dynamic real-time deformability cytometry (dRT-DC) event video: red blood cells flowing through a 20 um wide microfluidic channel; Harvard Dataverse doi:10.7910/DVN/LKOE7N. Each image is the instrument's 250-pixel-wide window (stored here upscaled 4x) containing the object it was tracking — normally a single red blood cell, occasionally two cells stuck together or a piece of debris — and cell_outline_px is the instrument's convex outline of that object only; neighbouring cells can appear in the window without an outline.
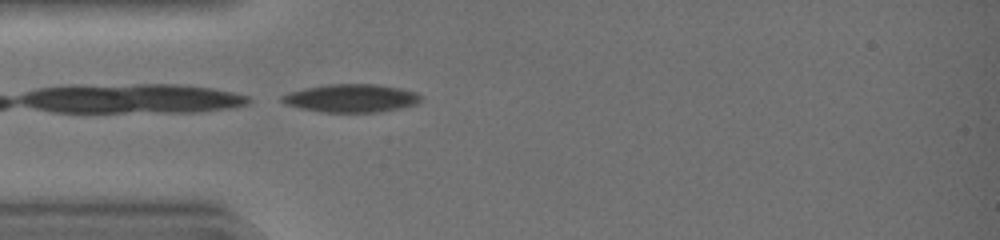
{"species": "common noctule bat (a hibernating species)", "species_latin": "Nyctalus noctula", "temperature_condition": "warm", "stored_images_in_passage": 17, "camera_frame_rate_fps": 3000, "um_per_image_px": 0.085, "animal": {"sex": "female", "body_mass_g": 19.0, "forearm_length_mm": 51.5}, "frame": {"image": 1, "passage_image": 1, "time_ms": 0.0, "image_size_px": [1000, 240], "cell_outline_px": [[424, 96], [416, 104], [400, 108], [380, 112], [324, 112], [300, 108], [284, 104], [280, 100], [280, 96], [288, 92], [304, 88], [328, 84], [376, 84], [400, 88], [416, 92]], "centroid_in_image_um": [29.84, 8.34], "position_along_channel_um": 55.2, "area_um2": 22.89}}